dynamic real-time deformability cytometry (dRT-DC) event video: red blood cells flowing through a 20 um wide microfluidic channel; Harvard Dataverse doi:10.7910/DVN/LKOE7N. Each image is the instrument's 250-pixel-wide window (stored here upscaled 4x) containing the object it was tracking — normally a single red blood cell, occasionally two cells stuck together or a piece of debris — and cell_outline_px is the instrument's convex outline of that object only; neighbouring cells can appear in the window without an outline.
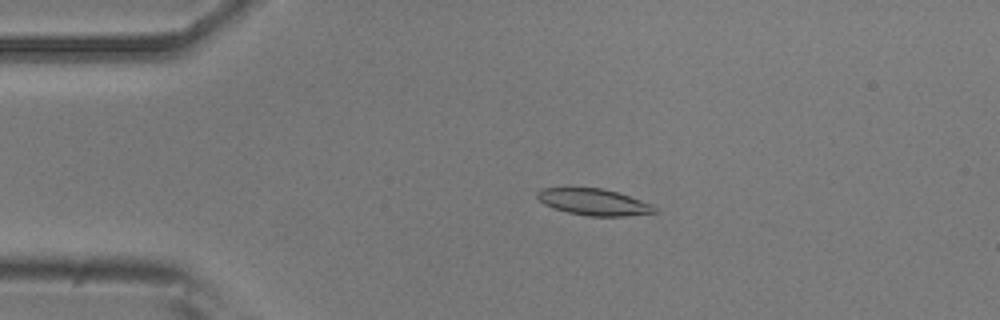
{"species": "common noctule bat (a hibernating species)", "species_latin": "Nyctalus noctula", "temperature_condition": "room temperature", "stored_images_in_passage": 52, "camera_frame_rate_fps": 3000, "um_per_image_px": 0.085, "animal": {"sex": "male", "body_mass_g": 20.5, "forearm_length_mm": 52.5}, "frame": {"image": 1, "passage_image": 11, "time_ms": 3.333, "image_size_px": [1000, 320], "cell_outline_px": [[656, 212], [624, 216], [588, 216], [568, 212], [552, 208], [544, 204], [536, 196], [536, 192], [540, 188], [604, 188], [652, 204], [656, 208]], "centroid_in_image_um": [50.43, 17.17], "position_along_channel_um": 34.6, "area_um2": 17.98}}
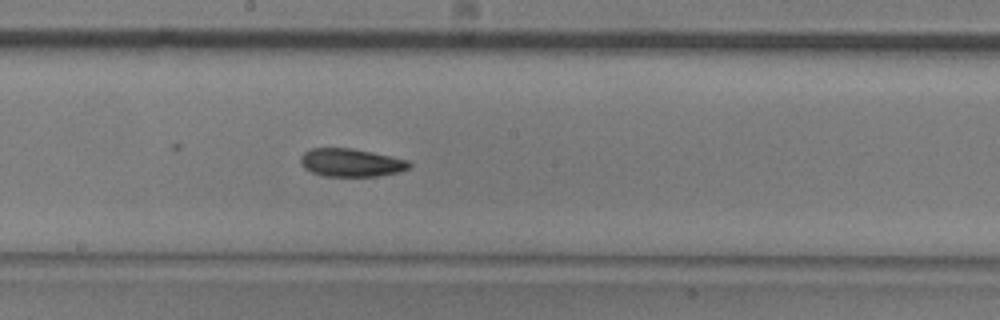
{"frame": {"image": 2, "passage_image": 28, "time_ms": 9.0, "image_size_px": [1000, 320], "cell_outline_px": [[412, 164], [408, 168], [400, 172], [376, 176], [324, 176], [312, 172], [304, 168], [300, 164], [300, 156], [304, 152], [312, 148], [352, 148], [372, 152], [408, 160]], "centroid_in_image_um": [29.82, 13.82], "position_along_channel_um": 218.4, "area_um2": 17.8}}
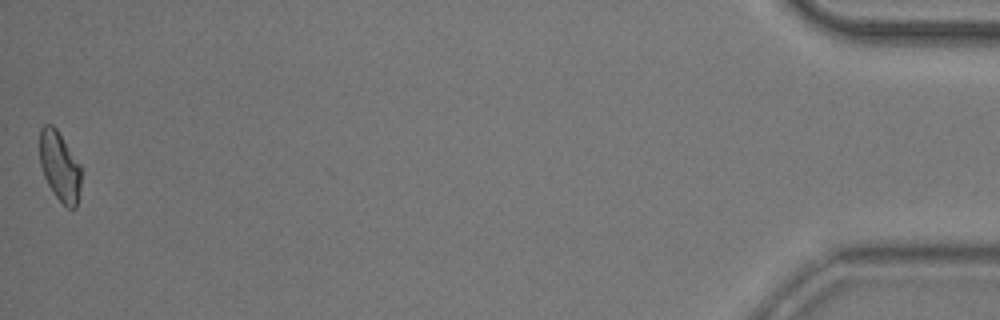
{"frame": {"image": 3, "passage_image": 52, "time_ms": 17.0, "image_size_px": [1000, 320], "cell_outline_px": [[80, 192], [76, 208], [68, 208], [52, 192], [44, 176], [40, 164], [40, 128], [44, 124], [52, 124], [56, 128], [80, 164]], "centroid_in_image_um": [5.07, 14.14], "position_along_channel_um": 430.1, "area_um2": 16.7}, "authors_computed_cell_mechanics": {"area_um2": 17.918, "velocity_mm_per_s": 3.8758, "shape_relaxation_time_tau1_ms": 6.2572, "shape_relaxation_time_tau2_ms": null, "deformation_change_tau1": 0.1666, "deformation_change_tau2": null}}